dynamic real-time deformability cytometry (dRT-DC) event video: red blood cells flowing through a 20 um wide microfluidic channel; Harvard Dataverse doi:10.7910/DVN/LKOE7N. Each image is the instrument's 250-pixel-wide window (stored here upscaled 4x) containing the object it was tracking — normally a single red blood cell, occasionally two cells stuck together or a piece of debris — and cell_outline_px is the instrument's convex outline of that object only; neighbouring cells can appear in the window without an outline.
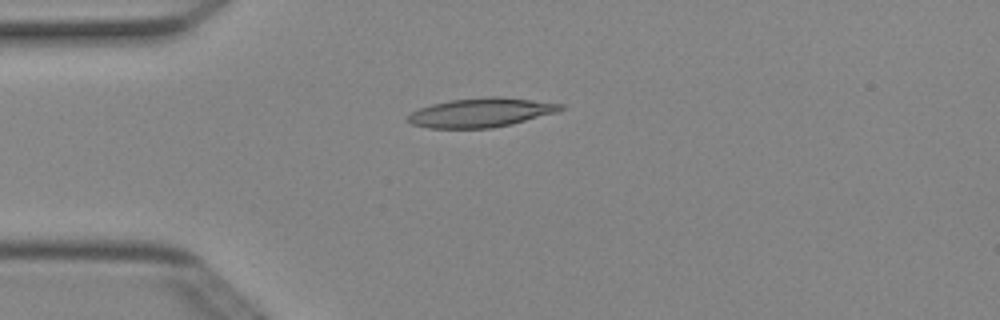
{"species": "Egyptian fruit bat (a non-hibernating species)", "species_latin": "Rousettus aegyptiacus", "temperature_condition": "cold", "stored_images_in_passage": 2, "camera_frame_rate_fps": 3000, "um_per_image_px": 0.085, "animal": {"sex": "female"}, "frame": {"image": 1, "passage_image": 1, "time_ms": 0.0, "image_size_px": [1000, 320], "cell_outline_px": [[564, 108], [556, 112], [512, 124], [492, 128], [428, 128], [412, 124], [404, 120], [412, 112], [420, 108], [432, 104], [448, 100], [488, 96], [504, 96], [564, 104]], "centroid_in_image_um": [40.87, 9.56], "position_along_channel_um": 44.1, "area_um2": 26.07}}